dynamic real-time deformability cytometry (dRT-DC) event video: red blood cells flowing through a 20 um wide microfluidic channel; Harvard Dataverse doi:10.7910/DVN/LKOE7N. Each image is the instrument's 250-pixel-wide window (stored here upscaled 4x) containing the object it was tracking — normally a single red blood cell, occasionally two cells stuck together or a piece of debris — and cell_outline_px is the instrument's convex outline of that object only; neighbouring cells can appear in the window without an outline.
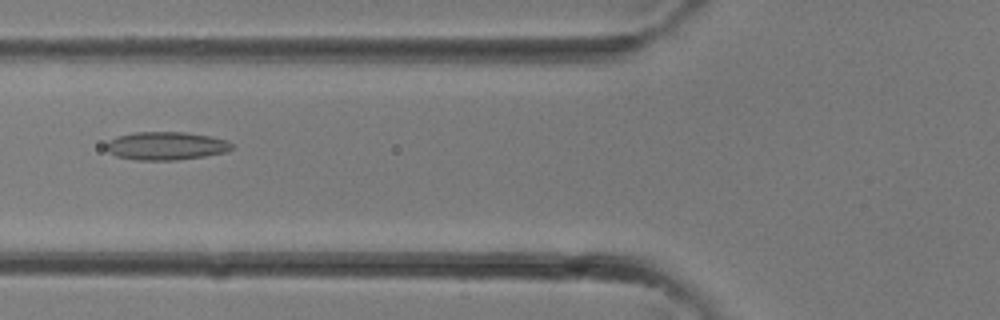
{"species": "common noctule bat (a hibernating species)", "species_latin": "Nyctalus noctula", "temperature_condition": "room temperature", "stored_images_in_passage": 25, "camera_frame_rate_fps": 3000, "um_per_image_px": 0.085, "animal": {"sex": "female"}, "frame": {"image": 1, "passage_image": 5, "time_ms": 1.333, "image_size_px": [1000, 320], "cell_outline_px": [[232, 148], [224, 152], [204, 156], [176, 160], [136, 160], [116, 156], [108, 152], [104, 148], [104, 144], [108, 140], [116, 136], [132, 132], [188, 132], [212, 136], [228, 140], [232, 144]], "centroid_in_image_um": [14.06, 12.39], "position_along_channel_um": 111.7, "area_um2": 20.92}}
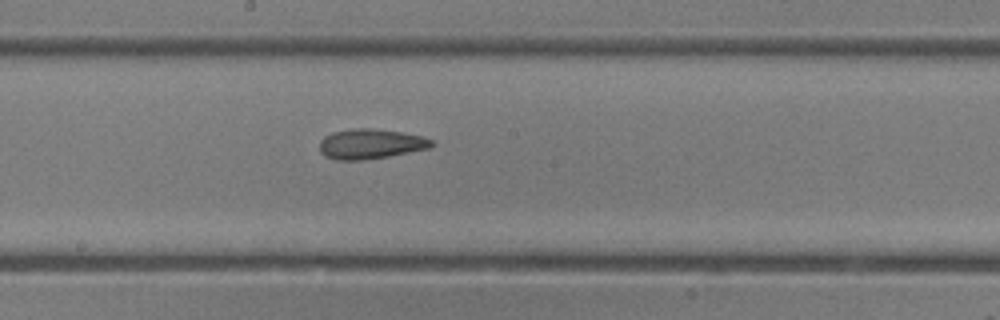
{"frame": {"image": 2, "passage_image": 10, "time_ms": 3.0, "image_size_px": [1000, 320], "cell_outline_px": [[436, 144], [432, 148], [388, 156], [364, 160], [336, 160], [324, 156], [320, 152], [320, 140], [324, 136], [332, 132], [352, 128], [372, 128], [400, 132], [424, 136], [432, 140]], "centroid_in_image_um": [31.51, 12.23], "position_along_channel_um": 216.7, "area_um2": 19.83}}
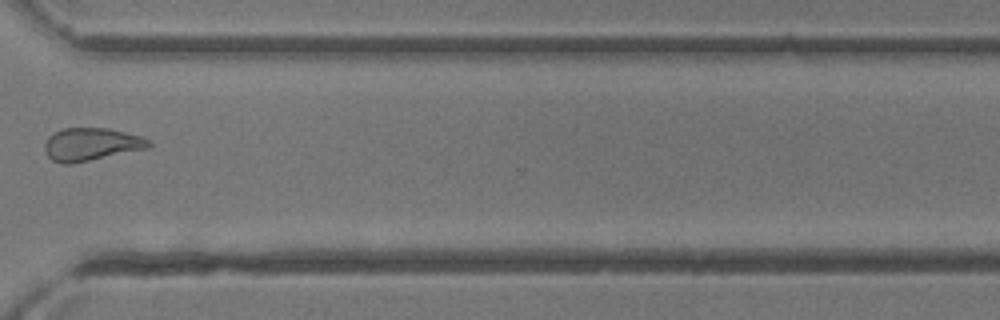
{"frame": {"image": 3, "passage_image": 17, "time_ms": 5.333, "image_size_px": [1000, 320], "cell_outline_px": [[152, 144], [148, 148], [68, 164], [60, 164], [52, 160], [48, 156], [44, 148], [44, 144], [48, 136], [64, 128], [108, 128], [140, 136], [148, 140]], "centroid_in_image_um": [7.72, 12.26], "position_along_channel_um": 362.9, "area_um2": 19.59}}